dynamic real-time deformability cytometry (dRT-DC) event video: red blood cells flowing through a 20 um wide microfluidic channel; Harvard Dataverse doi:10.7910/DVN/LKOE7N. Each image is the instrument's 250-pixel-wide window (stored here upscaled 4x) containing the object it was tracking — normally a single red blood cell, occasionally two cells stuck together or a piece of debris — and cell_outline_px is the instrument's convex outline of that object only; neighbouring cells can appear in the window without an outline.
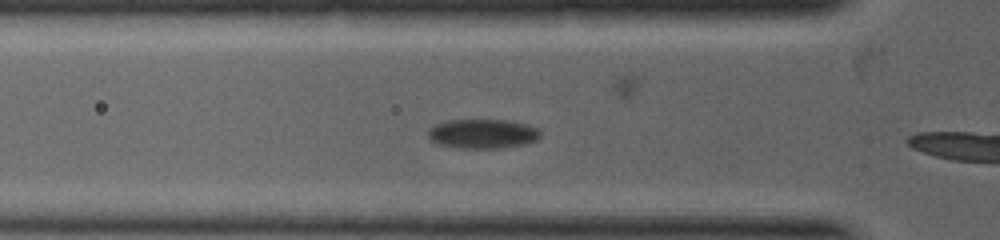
{"species": "common noctule bat (a hibernating species)", "species_latin": "Nyctalus noctula", "temperature_condition": "warm", "stored_images_in_passage": 14, "camera_frame_rate_fps": 5000, "um_per_image_px": 0.085, "animal": {"sex": "female", "body_mass_g": 19.0, "forearm_length_mm": 53.3}, "frame": {"image": 1, "passage_image": 5, "time_ms": 0.8, "image_size_px": [1000, 240], "cell_outline_px": [[540, 136], [536, 140], [524, 144], [496, 148], [460, 148], [436, 144], [428, 136], [428, 128], [436, 124], [448, 120], [508, 120], [528, 124], [540, 128]], "centroid_in_image_um": [41.03, 11.36], "position_along_channel_um": 84.8, "area_um2": 19.31}}
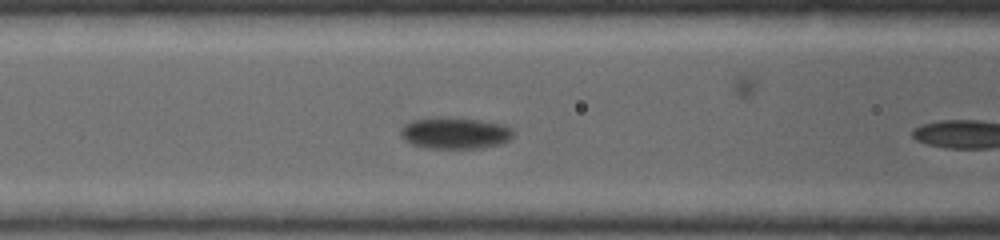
{"frame": {"image": 2, "passage_image": 8, "time_ms": 1.4, "image_size_px": [1000, 240], "cell_outline_px": [[516, 132], [508, 140], [500, 144], [480, 148], [428, 148], [412, 144], [404, 140], [400, 136], [400, 128], [404, 124], [412, 120], [440, 116], [448, 116], [480, 120], [500, 124], [512, 128]], "centroid_in_image_um": [38.64, 11.29], "position_along_channel_um": 128.0, "area_um2": 20.98}}
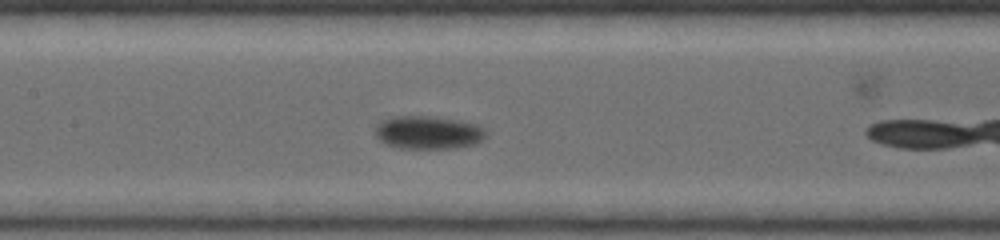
{"frame": {"image": 3, "passage_image": 10, "time_ms": 2.0, "image_size_px": [1000, 240], "cell_outline_px": [[488, 136], [472, 144], [456, 148], [400, 148], [388, 144], [380, 140], [376, 136], [376, 124], [380, 120], [392, 116], [432, 116], [460, 120], [476, 124], [484, 128]], "centroid_in_image_um": [36.39, 11.24], "position_along_channel_um": 171.0, "area_um2": 21.44}}